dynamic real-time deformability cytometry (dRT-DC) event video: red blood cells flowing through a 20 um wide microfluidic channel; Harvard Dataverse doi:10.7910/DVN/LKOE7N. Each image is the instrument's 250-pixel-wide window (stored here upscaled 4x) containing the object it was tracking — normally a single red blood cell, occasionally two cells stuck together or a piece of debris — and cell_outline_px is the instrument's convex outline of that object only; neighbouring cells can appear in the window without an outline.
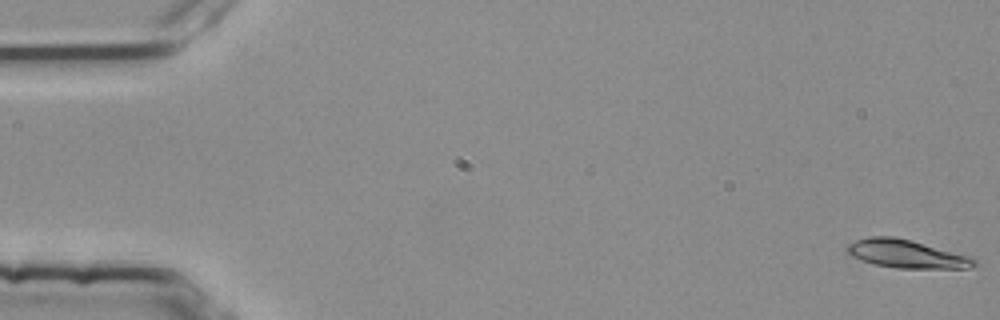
{"species": "common noctule bat (a hibernating species)", "species_latin": "Nyctalus noctula", "temperature_condition": "room temperature", "stored_images_in_passage": 16, "camera_frame_rate_fps": 3000, "um_per_image_px": 0.085, "animal": {"sex": "female", "body_mass_g": 25.1}, "frame": {"image": 1, "passage_image": 1, "time_ms": 0.0, "image_size_px": [1000, 320], "cell_outline_px": [[976, 264], [968, 268], [896, 268], [876, 264], [852, 256], [844, 248], [848, 244], [856, 240], [868, 236], [892, 236], [912, 240], [972, 256], [976, 260]], "centroid_in_image_um": [77.07, 21.57], "position_along_channel_um": 7.9, "area_um2": 20.87}}
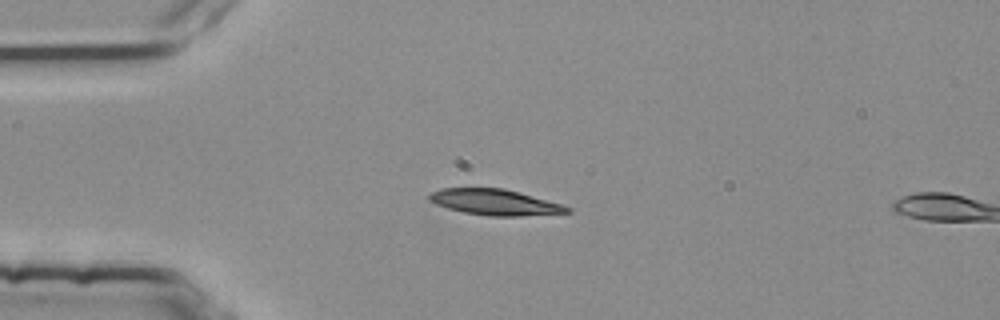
{"frame": {"image": 2, "passage_image": 14, "time_ms": 4.333, "image_size_px": [1000, 320], "cell_outline_px": [[572, 212], [520, 216], [492, 216], [464, 212], [448, 208], [436, 204], [428, 200], [428, 196], [432, 192], [440, 188], [504, 188], [560, 204], [572, 208]], "centroid_in_image_um": [42.04, 17.18], "position_along_channel_um": 43.0, "area_um2": 20.52}}